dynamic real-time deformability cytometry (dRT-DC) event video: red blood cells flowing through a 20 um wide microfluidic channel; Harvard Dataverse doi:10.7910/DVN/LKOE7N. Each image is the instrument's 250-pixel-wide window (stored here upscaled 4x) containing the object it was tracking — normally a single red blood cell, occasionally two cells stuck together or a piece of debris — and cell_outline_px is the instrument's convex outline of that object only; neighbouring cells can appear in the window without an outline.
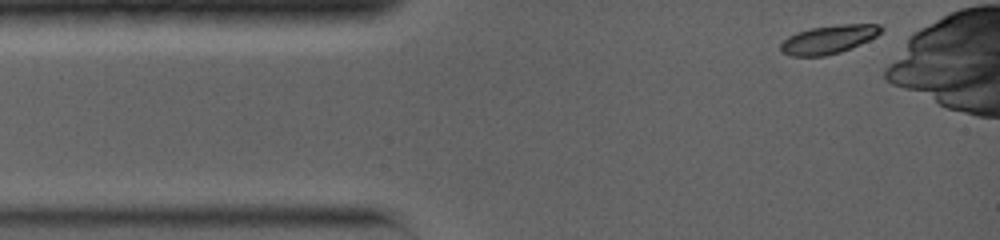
{"species": "common noctule bat (a hibernating species)", "species_latin": "Nyctalus noctula", "temperature_condition": "warm", "stored_images_in_passage": 18, "camera_frame_rate_fps": 5000, "um_per_image_px": 0.085, "animal": {"sex": "female", "body_mass_g": 19.0, "forearm_length_mm": 56.7}, "frame": {"image": 1, "passage_image": 1, "time_ms": 0.0, "image_size_px": [1000, 240], "cell_outline_px": [[884, 28], [876, 36], [852, 48], [840, 52], [824, 56], [792, 56], [780, 52], [780, 44], [788, 36], [796, 32], [812, 28], [840, 24], [880, 24]], "centroid_in_image_um": [70.42, 3.35], "position_along_channel_um": 14.6, "area_um2": 16.65}}
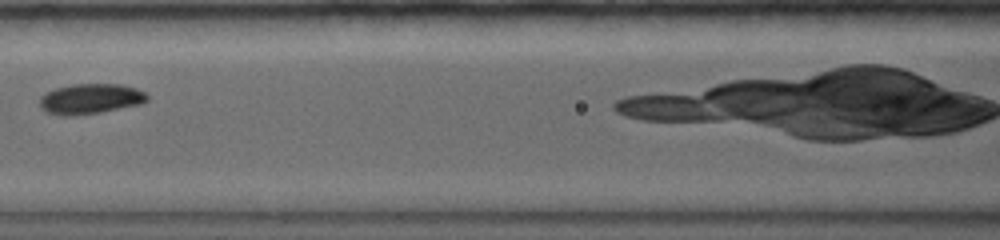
{"frame": {"image": 2, "passage_image": 9, "time_ms": 5.0, "image_size_px": [1000, 240], "cell_outline_px": [[148, 100], [144, 104], [100, 112], [72, 116], [56, 116], [44, 112], [40, 108], [40, 96], [56, 88], [72, 84], [120, 84], [136, 88], [144, 92], [148, 96]], "centroid_in_image_um": [7.67, 8.42], "position_along_channel_um": 158.9, "area_um2": 19.25}}
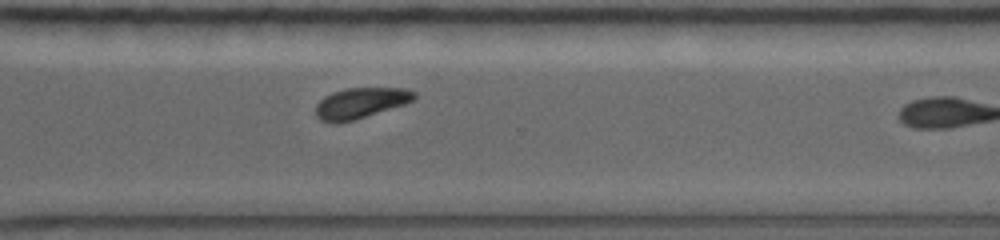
{"frame": {"image": 3, "passage_image": 16, "time_ms": 9.6, "image_size_px": [1000, 240], "cell_outline_px": [[416, 96], [412, 100], [404, 104], [352, 120], [336, 124], [320, 120], [316, 116], [316, 104], [324, 96], [332, 92], [348, 88], [404, 88], [416, 92]], "centroid_in_image_um": [30.6, 8.75], "position_along_channel_um": 340.0, "area_um2": 17.4}}